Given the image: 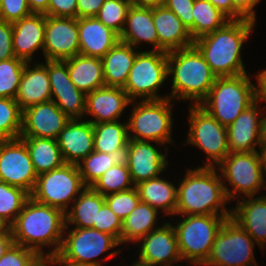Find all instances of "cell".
I'll use <instances>...</instances> for the list:
<instances>
[{"instance_id": "obj_31", "label": "cell", "mask_w": 266, "mask_h": 266, "mask_svg": "<svg viewBox=\"0 0 266 266\" xmlns=\"http://www.w3.org/2000/svg\"><path fill=\"white\" fill-rule=\"evenodd\" d=\"M129 143L113 153L91 152L77 164L86 187H91L108 169L114 165H128Z\"/></svg>"}, {"instance_id": "obj_28", "label": "cell", "mask_w": 266, "mask_h": 266, "mask_svg": "<svg viewBox=\"0 0 266 266\" xmlns=\"http://www.w3.org/2000/svg\"><path fill=\"white\" fill-rule=\"evenodd\" d=\"M131 45L119 42L102 58L105 86L123 88L138 51Z\"/></svg>"}, {"instance_id": "obj_13", "label": "cell", "mask_w": 266, "mask_h": 266, "mask_svg": "<svg viewBox=\"0 0 266 266\" xmlns=\"http://www.w3.org/2000/svg\"><path fill=\"white\" fill-rule=\"evenodd\" d=\"M67 228L66 225L64 234L67 236H63L58 254L73 263L102 266L101 260H96L97 257L120 245L113 236L94 228H74L69 231Z\"/></svg>"}, {"instance_id": "obj_27", "label": "cell", "mask_w": 266, "mask_h": 266, "mask_svg": "<svg viewBox=\"0 0 266 266\" xmlns=\"http://www.w3.org/2000/svg\"><path fill=\"white\" fill-rule=\"evenodd\" d=\"M31 62H27L21 76L15 101L20 109L47 102L51 100V87L47 66L43 63H35L30 68Z\"/></svg>"}, {"instance_id": "obj_60", "label": "cell", "mask_w": 266, "mask_h": 266, "mask_svg": "<svg viewBox=\"0 0 266 266\" xmlns=\"http://www.w3.org/2000/svg\"><path fill=\"white\" fill-rule=\"evenodd\" d=\"M263 145H266V116L264 119V128H263Z\"/></svg>"}, {"instance_id": "obj_56", "label": "cell", "mask_w": 266, "mask_h": 266, "mask_svg": "<svg viewBox=\"0 0 266 266\" xmlns=\"http://www.w3.org/2000/svg\"><path fill=\"white\" fill-rule=\"evenodd\" d=\"M44 263H45V266L59 265V264L62 266H84V265H80L77 263L67 261L66 259L62 258L58 253L45 256Z\"/></svg>"}, {"instance_id": "obj_14", "label": "cell", "mask_w": 266, "mask_h": 266, "mask_svg": "<svg viewBox=\"0 0 266 266\" xmlns=\"http://www.w3.org/2000/svg\"><path fill=\"white\" fill-rule=\"evenodd\" d=\"M37 177L29 151L20 137L0 141V181L31 194Z\"/></svg>"}, {"instance_id": "obj_59", "label": "cell", "mask_w": 266, "mask_h": 266, "mask_svg": "<svg viewBox=\"0 0 266 266\" xmlns=\"http://www.w3.org/2000/svg\"><path fill=\"white\" fill-rule=\"evenodd\" d=\"M258 151H260V154H261L264 175L266 177V145H262L261 148H260V150H258Z\"/></svg>"}, {"instance_id": "obj_54", "label": "cell", "mask_w": 266, "mask_h": 266, "mask_svg": "<svg viewBox=\"0 0 266 266\" xmlns=\"http://www.w3.org/2000/svg\"><path fill=\"white\" fill-rule=\"evenodd\" d=\"M257 80L256 94L258 102L266 103V69L255 75Z\"/></svg>"}, {"instance_id": "obj_32", "label": "cell", "mask_w": 266, "mask_h": 266, "mask_svg": "<svg viewBox=\"0 0 266 266\" xmlns=\"http://www.w3.org/2000/svg\"><path fill=\"white\" fill-rule=\"evenodd\" d=\"M104 203V196L92 187H86L65 213L66 225L74 224V228H93V225L97 224L98 213Z\"/></svg>"}, {"instance_id": "obj_47", "label": "cell", "mask_w": 266, "mask_h": 266, "mask_svg": "<svg viewBox=\"0 0 266 266\" xmlns=\"http://www.w3.org/2000/svg\"><path fill=\"white\" fill-rule=\"evenodd\" d=\"M31 13L27 0H2L0 9V20L2 21L13 23Z\"/></svg>"}, {"instance_id": "obj_7", "label": "cell", "mask_w": 266, "mask_h": 266, "mask_svg": "<svg viewBox=\"0 0 266 266\" xmlns=\"http://www.w3.org/2000/svg\"><path fill=\"white\" fill-rule=\"evenodd\" d=\"M171 101L173 100L170 98L139 100V103L131 101L134 108L131 110L130 118L127 119L129 139L152 141L161 147L166 143H173L171 131L174 122Z\"/></svg>"}, {"instance_id": "obj_39", "label": "cell", "mask_w": 266, "mask_h": 266, "mask_svg": "<svg viewBox=\"0 0 266 266\" xmlns=\"http://www.w3.org/2000/svg\"><path fill=\"white\" fill-rule=\"evenodd\" d=\"M22 110L15 99L0 97V141L19 138Z\"/></svg>"}, {"instance_id": "obj_9", "label": "cell", "mask_w": 266, "mask_h": 266, "mask_svg": "<svg viewBox=\"0 0 266 266\" xmlns=\"http://www.w3.org/2000/svg\"><path fill=\"white\" fill-rule=\"evenodd\" d=\"M168 76L167 52L138 51L123 89L131 101L166 99L169 95L160 96L158 91Z\"/></svg>"}, {"instance_id": "obj_34", "label": "cell", "mask_w": 266, "mask_h": 266, "mask_svg": "<svg viewBox=\"0 0 266 266\" xmlns=\"http://www.w3.org/2000/svg\"><path fill=\"white\" fill-rule=\"evenodd\" d=\"M159 212L147 203L139 202L136 208L122 221L120 246L124 243H136L156 226ZM156 226V228L154 227Z\"/></svg>"}, {"instance_id": "obj_36", "label": "cell", "mask_w": 266, "mask_h": 266, "mask_svg": "<svg viewBox=\"0 0 266 266\" xmlns=\"http://www.w3.org/2000/svg\"><path fill=\"white\" fill-rule=\"evenodd\" d=\"M192 14L193 40L222 28L230 21L208 0H195Z\"/></svg>"}, {"instance_id": "obj_15", "label": "cell", "mask_w": 266, "mask_h": 266, "mask_svg": "<svg viewBox=\"0 0 266 266\" xmlns=\"http://www.w3.org/2000/svg\"><path fill=\"white\" fill-rule=\"evenodd\" d=\"M77 18L46 16L45 60L65 61L79 55Z\"/></svg>"}, {"instance_id": "obj_23", "label": "cell", "mask_w": 266, "mask_h": 266, "mask_svg": "<svg viewBox=\"0 0 266 266\" xmlns=\"http://www.w3.org/2000/svg\"><path fill=\"white\" fill-rule=\"evenodd\" d=\"M153 21L159 38V51L168 53L194 45L188 28L164 5L153 6Z\"/></svg>"}, {"instance_id": "obj_57", "label": "cell", "mask_w": 266, "mask_h": 266, "mask_svg": "<svg viewBox=\"0 0 266 266\" xmlns=\"http://www.w3.org/2000/svg\"><path fill=\"white\" fill-rule=\"evenodd\" d=\"M32 13L44 14L48 9L49 0H27Z\"/></svg>"}, {"instance_id": "obj_63", "label": "cell", "mask_w": 266, "mask_h": 266, "mask_svg": "<svg viewBox=\"0 0 266 266\" xmlns=\"http://www.w3.org/2000/svg\"><path fill=\"white\" fill-rule=\"evenodd\" d=\"M133 263H134V264H133ZM133 263H132L131 266H145V265L139 264V263H137V262H135V261H134Z\"/></svg>"}, {"instance_id": "obj_50", "label": "cell", "mask_w": 266, "mask_h": 266, "mask_svg": "<svg viewBox=\"0 0 266 266\" xmlns=\"http://www.w3.org/2000/svg\"><path fill=\"white\" fill-rule=\"evenodd\" d=\"M12 39V23L0 20V61L15 57Z\"/></svg>"}, {"instance_id": "obj_24", "label": "cell", "mask_w": 266, "mask_h": 266, "mask_svg": "<svg viewBox=\"0 0 266 266\" xmlns=\"http://www.w3.org/2000/svg\"><path fill=\"white\" fill-rule=\"evenodd\" d=\"M80 55L102 58L119 42V35L96 17L77 19Z\"/></svg>"}, {"instance_id": "obj_44", "label": "cell", "mask_w": 266, "mask_h": 266, "mask_svg": "<svg viewBox=\"0 0 266 266\" xmlns=\"http://www.w3.org/2000/svg\"><path fill=\"white\" fill-rule=\"evenodd\" d=\"M40 259L34 250L13 243L0 258V266H34Z\"/></svg>"}, {"instance_id": "obj_55", "label": "cell", "mask_w": 266, "mask_h": 266, "mask_svg": "<svg viewBox=\"0 0 266 266\" xmlns=\"http://www.w3.org/2000/svg\"><path fill=\"white\" fill-rule=\"evenodd\" d=\"M13 237L10 227H5L0 232V258L5 254L8 248L13 244Z\"/></svg>"}, {"instance_id": "obj_61", "label": "cell", "mask_w": 266, "mask_h": 266, "mask_svg": "<svg viewBox=\"0 0 266 266\" xmlns=\"http://www.w3.org/2000/svg\"><path fill=\"white\" fill-rule=\"evenodd\" d=\"M34 266H45L44 257H42Z\"/></svg>"}, {"instance_id": "obj_20", "label": "cell", "mask_w": 266, "mask_h": 266, "mask_svg": "<svg viewBox=\"0 0 266 266\" xmlns=\"http://www.w3.org/2000/svg\"><path fill=\"white\" fill-rule=\"evenodd\" d=\"M130 104L131 100L123 88L104 86L86 94L85 115L93 117L88 120L92 124L119 121Z\"/></svg>"}, {"instance_id": "obj_40", "label": "cell", "mask_w": 266, "mask_h": 266, "mask_svg": "<svg viewBox=\"0 0 266 266\" xmlns=\"http://www.w3.org/2000/svg\"><path fill=\"white\" fill-rule=\"evenodd\" d=\"M27 62L13 57L0 61V97L15 99Z\"/></svg>"}, {"instance_id": "obj_58", "label": "cell", "mask_w": 266, "mask_h": 266, "mask_svg": "<svg viewBox=\"0 0 266 266\" xmlns=\"http://www.w3.org/2000/svg\"><path fill=\"white\" fill-rule=\"evenodd\" d=\"M165 0H132V4L140 6H158L163 5Z\"/></svg>"}, {"instance_id": "obj_42", "label": "cell", "mask_w": 266, "mask_h": 266, "mask_svg": "<svg viewBox=\"0 0 266 266\" xmlns=\"http://www.w3.org/2000/svg\"><path fill=\"white\" fill-rule=\"evenodd\" d=\"M131 5V0H105L95 17L120 36Z\"/></svg>"}, {"instance_id": "obj_10", "label": "cell", "mask_w": 266, "mask_h": 266, "mask_svg": "<svg viewBox=\"0 0 266 266\" xmlns=\"http://www.w3.org/2000/svg\"><path fill=\"white\" fill-rule=\"evenodd\" d=\"M85 188L77 165L65 163L60 168L39 174L30 197L66 213Z\"/></svg>"}, {"instance_id": "obj_17", "label": "cell", "mask_w": 266, "mask_h": 266, "mask_svg": "<svg viewBox=\"0 0 266 266\" xmlns=\"http://www.w3.org/2000/svg\"><path fill=\"white\" fill-rule=\"evenodd\" d=\"M161 225L138 241L141 245L135 262L145 266H162L183 261L174 226L168 222Z\"/></svg>"}, {"instance_id": "obj_52", "label": "cell", "mask_w": 266, "mask_h": 266, "mask_svg": "<svg viewBox=\"0 0 266 266\" xmlns=\"http://www.w3.org/2000/svg\"><path fill=\"white\" fill-rule=\"evenodd\" d=\"M229 20H242L246 17L234 6L233 0H208Z\"/></svg>"}, {"instance_id": "obj_4", "label": "cell", "mask_w": 266, "mask_h": 266, "mask_svg": "<svg viewBox=\"0 0 266 266\" xmlns=\"http://www.w3.org/2000/svg\"><path fill=\"white\" fill-rule=\"evenodd\" d=\"M168 75H173L172 92L174 101L192 100L199 105L208 95L217 76L211 71L203 55L193 45L167 53Z\"/></svg>"}, {"instance_id": "obj_33", "label": "cell", "mask_w": 266, "mask_h": 266, "mask_svg": "<svg viewBox=\"0 0 266 266\" xmlns=\"http://www.w3.org/2000/svg\"><path fill=\"white\" fill-rule=\"evenodd\" d=\"M20 138L26 144L37 175L60 168L65 164L57 140L40 137Z\"/></svg>"}, {"instance_id": "obj_6", "label": "cell", "mask_w": 266, "mask_h": 266, "mask_svg": "<svg viewBox=\"0 0 266 266\" xmlns=\"http://www.w3.org/2000/svg\"><path fill=\"white\" fill-rule=\"evenodd\" d=\"M177 225H173L178 249L183 261L188 260L195 266L203 265L212 250L218 231L231 216L180 215Z\"/></svg>"}, {"instance_id": "obj_53", "label": "cell", "mask_w": 266, "mask_h": 266, "mask_svg": "<svg viewBox=\"0 0 266 266\" xmlns=\"http://www.w3.org/2000/svg\"><path fill=\"white\" fill-rule=\"evenodd\" d=\"M234 6L247 18L256 21V14L254 11L256 4L261 0H233Z\"/></svg>"}, {"instance_id": "obj_18", "label": "cell", "mask_w": 266, "mask_h": 266, "mask_svg": "<svg viewBox=\"0 0 266 266\" xmlns=\"http://www.w3.org/2000/svg\"><path fill=\"white\" fill-rule=\"evenodd\" d=\"M71 119L52 101L42 102L22 111L20 137H40L57 140Z\"/></svg>"}, {"instance_id": "obj_41", "label": "cell", "mask_w": 266, "mask_h": 266, "mask_svg": "<svg viewBox=\"0 0 266 266\" xmlns=\"http://www.w3.org/2000/svg\"><path fill=\"white\" fill-rule=\"evenodd\" d=\"M51 100L70 119L84 118L86 94L79 89L51 90Z\"/></svg>"}, {"instance_id": "obj_49", "label": "cell", "mask_w": 266, "mask_h": 266, "mask_svg": "<svg viewBox=\"0 0 266 266\" xmlns=\"http://www.w3.org/2000/svg\"><path fill=\"white\" fill-rule=\"evenodd\" d=\"M46 16L77 18V0H49Z\"/></svg>"}, {"instance_id": "obj_48", "label": "cell", "mask_w": 266, "mask_h": 266, "mask_svg": "<svg viewBox=\"0 0 266 266\" xmlns=\"http://www.w3.org/2000/svg\"><path fill=\"white\" fill-rule=\"evenodd\" d=\"M195 0H165L164 6L174 12L188 28L189 33L193 39V21L192 14Z\"/></svg>"}, {"instance_id": "obj_62", "label": "cell", "mask_w": 266, "mask_h": 266, "mask_svg": "<svg viewBox=\"0 0 266 266\" xmlns=\"http://www.w3.org/2000/svg\"><path fill=\"white\" fill-rule=\"evenodd\" d=\"M6 227V225L0 221V232Z\"/></svg>"}, {"instance_id": "obj_25", "label": "cell", "mask_w": 266, "mask_h": 266, "mask_svg": "<svg viewBox=\"0 0 266 266\" xmlns=\"http://www.w3.org/2000/svg\"><path fill=\"white\" fill-rule=\"evenodd\" d=\"M119 39L136 49L141 45L140 42H147L153 45V51H159V38L153 21V6L132 4L128 9L125 26Z\"/></svg>"}, {"instance_id": "obj_19", "label": "cell", "mask_w": 266, "mask_h": 266, "mask_svg": "<svg viewBox=\"0 0 266 266\" xmlns=\"http://www.w3.org/2000/svg\"><path fill=\"white\" fill-rule=\"evenodd\" d=\"M152 141L129 139V168L130 176L134 185L159 177L168 167L167 153H161Z\"/></svg>"}, {"instance_id": "obj_38", "label": "cell", "mask_w": 266, "mask_h": 266, "mask_svg": "<svg viewBox=\"0 0 266 266\" xmlns=\"http://www.w3.org/2000/svg\"><path fill=\"white\" fill-rule=\"evenodd\" d=\"M102 196L126 191L135 187L129 168L126 165H114L108 169L92 186Z\"/></svg>"}, {"instance_id": "obj_2", "label": "cell", "mask_w": 266, "mask_h": 266, "mask_svg": "<svg viewBox=\"0 0 266 266\" xmlns=\"http://www.w3.org/2000/svg\"><path fill=\"white\" fill-rule=\"evenodd\" d=\"M255 21L230 20L222 28L194 41L211 71L217 77L247 73L241 57L242 46L251 35Z\"/></svg>"}, {"instance_id": "obj_16", "label": "cell", "mask_w": 266, "mask_h": 266, "mask_svg": "<svg viewBox=\"0 0 266 266\" xmlns=\"http://www.w3.org/2000/svg\"><path fill=\"white\" fill-rule=\"evenodd\" d=\"M258 103V100H256L246 110L241 112L232 124L226 127L230 153L253 152L257 151L256 147L260 149L263 145V128L266 112L262 110H265L266 105L262 109L259 108Z\"/></svg>"}, {"instance_id": "obj_8", "label": "cell", "mask_w": 266, "mask_h": 266, "mask_svg": "<svg viewBox=\"0 0 266 266\" xmlns=\"http://www.w3.org/2000/svg\"><path fill=\"white\" fill-rule=\"evenodd\" d=\"M217 167L229 201L238 196H255L263 187L266 189L260 151L229 153ZM224 180L232 190L227 188Z\"/></svg>"}, {"instance_id": "obj_37", "label": "cell", "mask_w": 266, "mask_h": 266, "mask_svg": "<svg viewBox=\"0 0 266 266\" xmlns=\"http://www.w3.org/2000/svg\"><path fill=\"white\" fill-rule=\"evenodd\" d=\"M29 197L24 189L0 181V221L10 227Z\"/></svg>"}, {"instance_id": "obj_30", "label": "cell", "mask_w": 266, "mask_h": 266, "mask_svg": "<svg viewBox=\"0 0 266 266\" xmlns=\"http://www.w3.org/2000/svg\"><path fill=\"white\" fill-rule=\"evenodd\" d=\"M140 202L147 203L165 215H175L177 206V186L159 177L135 185Z\"/></svg>"}, {"instance_id": "obj_5", "label": "cell", "mask_w": 266, "mask_h": 266, "mask_svg": "<svg viewBox=\"0 0 266 266\" xmlns=\"http://www.w3.org/2000/svg\"><path fill=\"white\" fill-rule=\"evenodd\" d=\"M257 100L256 84L247 73L217 77L207 97L199 104L221 125L228 127Z\"/></svg>"}, {"instance_id": "obj_1", "label": "cell", "mask_w": 266, "mask_h": 266, "mask_svg": "<svg viewBox=\"0 0 266 266\" xmlns=\"http://www.w3.org/2000/svg\"><path fill=\"white\" fill-rule=\"evenodd\" d=\"M65 226L62 210L29 197L10 229L14 244L34 250L42 258L60 251ZM47 246L51 249L46 254L43 248Z\"/></svg>"}, {"instance_id": "obj_45", "label": "cell", "mask_w": 266, "mask_h": 266, "mask_svg": "<svg viewBox=\"0 0 266 266\" xmlns=\"http://www.w3.org/2000/svg\"><path fill=\"white\" fill-rule=\"evenodd\" d=\"M51 90L78 89L71 81L64 61L45 60Z\"/></svg>"}, {"instance_id": "obj_35", "label": "cell", "mask_w": 266, "mask_h": 266, "mask_svg": "<svg viewBox=\"0 0 266 266\" xmlns=\"http://www.w3.org/2000/svg\"><path fill=\"white\" fill-rule=\"evenodd\" d=\"M94 151L113 153L128 144L127 122L119 121L93 124Z\"/></svg>"}, {"instance_id": "obj_51", "label": "cell", "mask_w": 266, "mask_h": 266, "mask_svg": "<svg viewBox=\"0 0 266 266\" xmlns=\"http://www.w3.org/2000/svg\"><path fill=\"white\" fill-rule=\"evenodd\" d=\"M105 0H77V19L95 17Z\"/></svg>"}, {"instance_id": "obj_22", "label": "cell", "mask_w": 266, "mask_h": 266, "mask_svg": "<svg viewBox=\"0 0 266 266\" xmlns=\"http://www.w3.org/2000/svg\"><path fill=\"white\" fill-rule=\"evenodd\" d=\"M81 120L71 119L57 138L66 164L77 165L94 151L93 124Z\"/></svg>"}, {"instance_id": "obj_46", "label": "cell", "mask_w": 266, "mask_h": 266, "mask_svg": "<svg viewBox=\"0 0 266 266\" xmlns=\"http://www.w3.org/2000/svg\"><path fill=\"white\" fill-rule=\"evenodd\" d=\"M93 228L113 236L120 244L122 220L115 215L106 202L101 207L97 224H94Z\"/></svg>"}, {"instance_id": "obj_3", "label": "cell", "mask_w": 266, "mask_h": 266, "mask_svg": "<svg viewBox=\"0 0 266 266\" xmlns=\"http://www.w3.org/2000/svg\"><path fill=\"white\" fill-rule=\"evenodd\" d=\"M216 170V166L187 169L177 186L175 215H232V209L226 208L230 201Z\"/></svg>"}, {"instance_id": "obj_12", "label": "cell", "mask_w": 266, "mask_h": 266, "mask_svg": "<svg viewBox=\"0 0 266 266\" xmlns=\"http://www.w3.org/2000/svg\"><path fill=\"white\" fill-rule=\"evenodd\" d=\"M255 243L237 222L228 218L218 231L203 266H258L253 252Z\"/></svg>"}, {"instance_id": "obj_43", "label": "cell", "mask_w": 266, "mask_h": 266, "mask_svg": "<svg viewBox=\"0 0 266 266\" xmlns=\"http://www.w3.org/2000/svg\"><path fill=\"white\" fill-rule=\"evenodd\" d=\"M109 208L122 221L136 208L140 198L136 187L104 196Z\"/></svg>"}, {"instance_id": "obj_21", "label": "cell", "mask_w": 266, "mask_h": 266, "mask_svg": "<svg viewBox=\"0 0 266 266\" xmlns=\"http://www.w3.org/2000/svg\"><path fill=\"white\" fill-rule=\"evenodd\" d=\"M13 51L16 58L33 62V55L42 50L45 42L46 15L31 13L21 20L12 23Z\"/></svg>"}, {"instance_id": "obj_29", "label": "cell", "mask_w": 266, "mask_h": 266, "mask_svg": "<svg viewBox=\"0 0 266 266\" xmlns=\"http://www.w3.org/2000/svg\"><path fill=\"white\" fill-rule=\"evenodd\" d=\"M71 81L85 94L105 86L101 58L75 55L64 61Z\"/></svg>"}, {"instance_id": "obj_11", "label": "cell", "mask_w": 266, "mask_h": 266, "mask_svg": "<svg viewBox=\"0 0 266 266\" xmlns=\"http://www.w3.org/2000/svg\"><path fill=\"white\" fill-rule=\"evenodd\" d=\"M185 143L197 146L207 154L206 164L202 167L218 166L230 153L226 127L199 105L189 107V131Z\"/></svg>"}, {"instance_id": "obj_26", "label": "cell", "mask_w": 266, "mask_h": 266, "mask_svg": "<svg viewBox=\"0 0 266 266\" xmlns=\"http://www.w3.org/2000/svg\"><path fill=\"white\" fill-rule=\"evenodd\" d=\"M243 199V200H242ZM237 199L231 218L264 250L266 245V195Z\"/></svg>"}]
</instances>
